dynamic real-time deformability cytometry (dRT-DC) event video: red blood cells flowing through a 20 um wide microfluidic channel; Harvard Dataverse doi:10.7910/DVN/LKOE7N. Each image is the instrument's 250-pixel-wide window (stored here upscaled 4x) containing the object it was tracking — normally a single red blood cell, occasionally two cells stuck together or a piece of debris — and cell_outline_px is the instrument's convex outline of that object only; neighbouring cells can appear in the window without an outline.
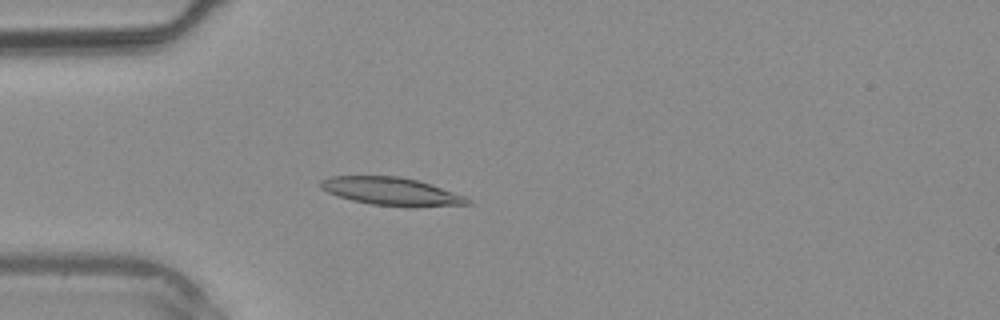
{"species": "common noctule bat (a hibernating species)", "species_latin": "Nyctalus noctula", "temperature_condition": "warm", "stored_images_in_passage": 3, "camera_frame_rate_fps": 3000, "um_per_image_px": 0.085, "animal": {"sex": "male", "body_mass_g": 20.4}, "frame": {"image": 1, "passage_image": 3, "time_ms": 2.333, "image_size_px": [1000, 320], "cell_outline_px": [[472, 204], [412, 208], [408, 208], [372, 204], [352, 200], [336, 196], [320, 188], [320, 180], [328, 176], [400, 176], [432, 184], [464, 196], [472, 200]], "centroid_in_image_um": [33.29, 16.28], "position_along_channel_um": 51.7, "area_um2": 24.33}}